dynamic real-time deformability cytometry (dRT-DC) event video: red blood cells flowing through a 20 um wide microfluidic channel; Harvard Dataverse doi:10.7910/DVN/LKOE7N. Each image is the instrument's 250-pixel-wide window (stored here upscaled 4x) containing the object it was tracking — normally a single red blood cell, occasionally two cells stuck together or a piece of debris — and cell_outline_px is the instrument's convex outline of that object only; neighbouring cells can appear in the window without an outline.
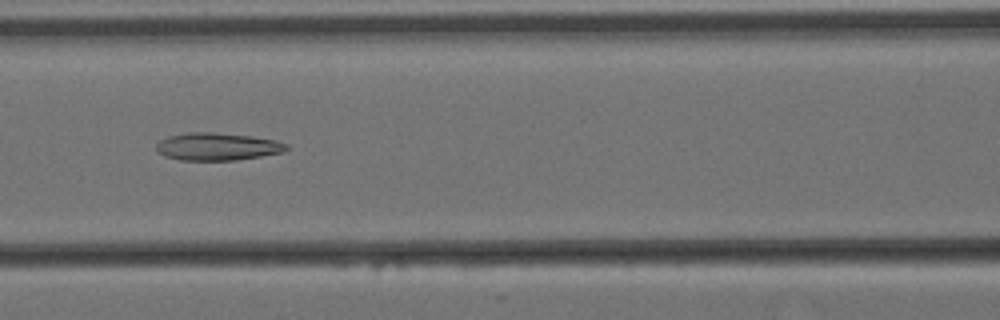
{"species": "Egyptian fruit bat (a non-hibernating species)", "species_latin": "Rousettus aegyptiacus", "temperature_condition": "cold", "stored_images_in_passage": 57, "camera_frame_rate_fps": 3000, "um_per_image_px": 0.085, "animal": {"sex": "female"}, "frame": {"image": 1, "passage_image": 24, "time_ms": 7.667, "image_size_px": [1000, 320], "cell_outline_px": [[288, 148], [284, 152], [236, 160], [180, 160], [164, 156], [156, 152], [156, 144], [160, 140], [168, 136], [188, 132], [212, 132], [252, 136], [276, 140], [288, 144]], "centroid_in_image_um": [18.45, 12.46], "position_along_channel_um": 148.1, "area_um2": 21.04}}
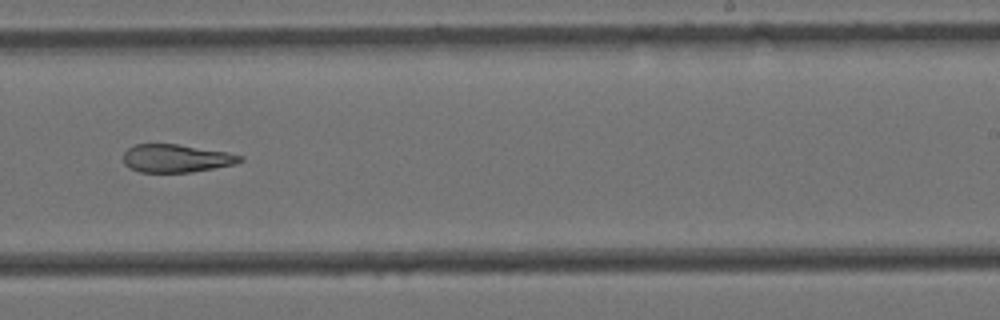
{"frame": {"image": 2, "passage_image": 35, "time_ms": 11.333, "image_size_px": [1000, 320], "cell_outline_px": [[244, 160], [236, 164], [192, 172], [140, 172], [128, 168], [124, 164], [124, 152], [128, 148], [136, 144], [176, 144], [228, 152], [244, 156]], "centroid_in_image_um": [14.99, 13.46], "position_along_channel_um": 274.0, "area_um2": 19.13}}
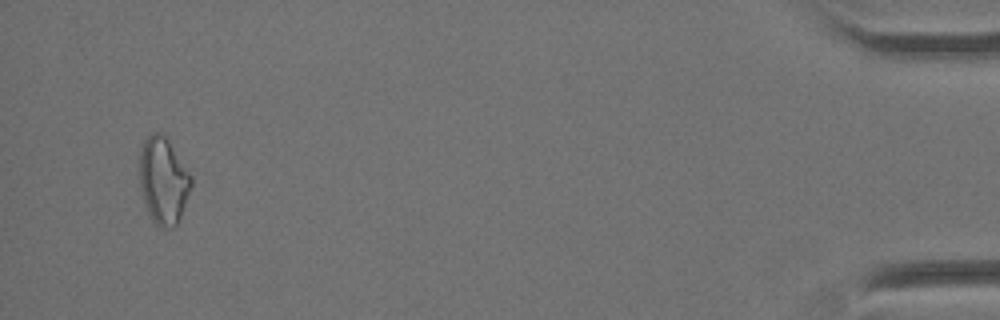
{"frame": {"image": 3, "passage_image": 55, "time_ms": 18.0, "image_size_px": [1000, 320], "cell_outline_px": [[192, 184], [180, 216], [176, 224], [172, 228], [160, 228], [152, 220], [148, 212], [136, 176], [140, 152], [144, 140], [152, 132], [164, 132], [192, 176]], "centroid_in_image_um": [13.84, 15.3], "position_along_channel_um": 421.4, "area_um2": 26.59}, "authors_computed_cell_mechanics": {"area_um2": 22.4264, "velocity_mm_per_s": 3.46, "shape_relaxation_time_tau1_ms": null, "shape_relaxation_time_tau2_ms": 6.0633, "deformation_change_tau1": null, "deformation_change_tau2": 0.1722}}